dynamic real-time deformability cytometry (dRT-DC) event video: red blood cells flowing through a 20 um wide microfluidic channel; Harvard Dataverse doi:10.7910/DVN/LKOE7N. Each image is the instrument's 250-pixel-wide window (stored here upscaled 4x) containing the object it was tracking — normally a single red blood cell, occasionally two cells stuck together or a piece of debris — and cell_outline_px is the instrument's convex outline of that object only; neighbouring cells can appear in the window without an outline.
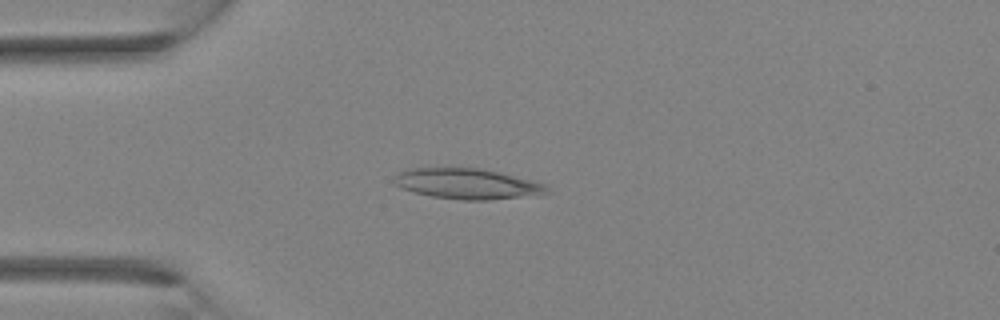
{"species": "Egyptian fruit bat (a non-hibernating species)", "species_latin": "Rousettus aegyptiacus", "temperature_condition": "room temperature", "stored_images_in_passage": 2, "camera_frame_rate_fps": 3000, "um_per_image_px": 0.085, "animal": {"sex": "female"}, "frame": {"image": 1, "passage_image": 2, "time_ms": 0.333, "image_size_px": [1000, 320], "cell_outline_px": [[552, 192], [488, 200], [460, 200], [432, 196], [412, 192], [400, 188], [392, 180], [392, 176], [408, 168], [480, 168], [532, 180], [544, 184]], "centroid_in_image_um": [39.64, 15.62], "position_along_channel_um": 45.4, "area_um2": 26.99}}